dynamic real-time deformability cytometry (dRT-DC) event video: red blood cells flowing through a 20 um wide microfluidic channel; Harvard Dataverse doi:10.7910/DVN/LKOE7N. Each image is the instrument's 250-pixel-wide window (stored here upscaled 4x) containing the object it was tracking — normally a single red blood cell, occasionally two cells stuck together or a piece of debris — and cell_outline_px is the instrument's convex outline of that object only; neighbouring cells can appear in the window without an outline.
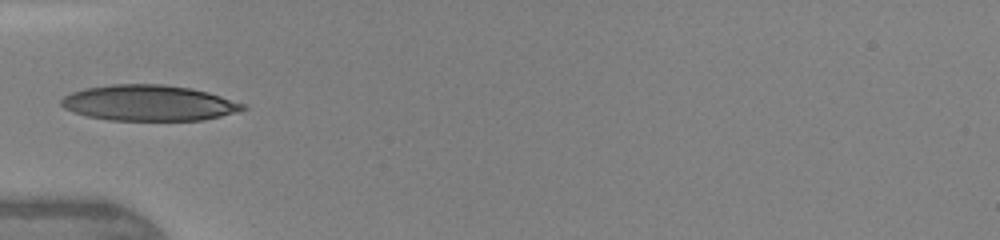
{"species": "human", "species_latin": "Homo sapiens", "temperature_condition": "warm", "stored_images_in_passage": 31, "camera_frame_rate_fps": 3000, "um_per_image_px": 0.085, "donor": {"sex": "female"}, "frame": {"image": 1, "passage_image": 1, "time_ms": 0.0, "image_size_px": [1000, 240], "cell_outline_px": [[248, 108], [236, 112], [204, 120], [108, 120], [88, 116], [72, 112], [64, 108], [60, 104], [60, 100], [64, 96], [72, 92], [84, 88], [112, 84], [164, 84], [192, 88], [208, 92], [248, 104]], "centroid_in_image_um": [12.67, 8.75], "position_along_channel_um": 72.3, "area_um2": 38.09}}
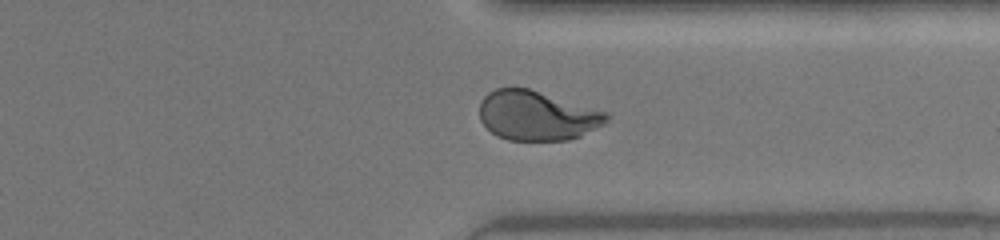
{"frame": {"image": 2, "passage_image": 21, "time_ms": 6.667, "image_size_px": [1000, 240], "cell_outline_px": [[608, 120], [604, 124], [580, 136], [568, 140], [508, 140], [496, 136], [480, 120], [480, 104], [484, 96], [488, 92], [496, 88], [528, 88], [608, 112]], "centroid_in_image_um": [45.64, 9.83], "position_along_channel_um": 365.8, "area_um2": 36.53}}
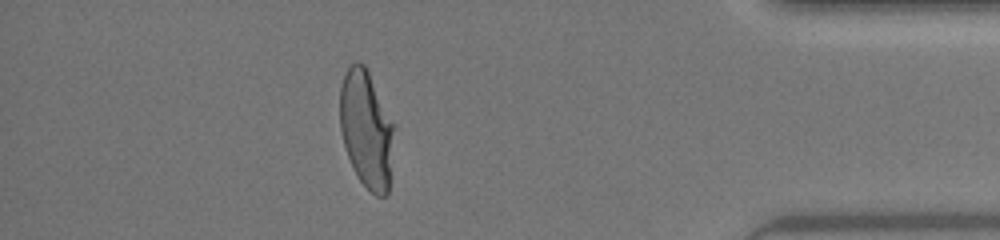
{"frame": {"image": 3, "passage_image": 26, "time_ms": 8.333, "image_size_px": [1000, 240], "cell_outline_px": [[396, 128], [388, 192], [384, 196], [376, 196], [360, 180], [348, 156], [340, 132], [340, 88], [344, 76], [348, 68], [356, 60], [364, 64], [396, 124]], "centroid_in_image_um": [31.18, 10.96], "position_along_channel_um": 404.0, "area_um2": 37.34}, "authors_computed_cell_mechanics": {"area_um2": 36.992, "velocity_mm_per_s": 4.3882, "shape_relaxation_time_tau1_ms": 3.4102, "shape_relaxation_time_tau2_ms": null, "deformation_change_tau1": 0.1862, "deformation_change_tau2": null}}